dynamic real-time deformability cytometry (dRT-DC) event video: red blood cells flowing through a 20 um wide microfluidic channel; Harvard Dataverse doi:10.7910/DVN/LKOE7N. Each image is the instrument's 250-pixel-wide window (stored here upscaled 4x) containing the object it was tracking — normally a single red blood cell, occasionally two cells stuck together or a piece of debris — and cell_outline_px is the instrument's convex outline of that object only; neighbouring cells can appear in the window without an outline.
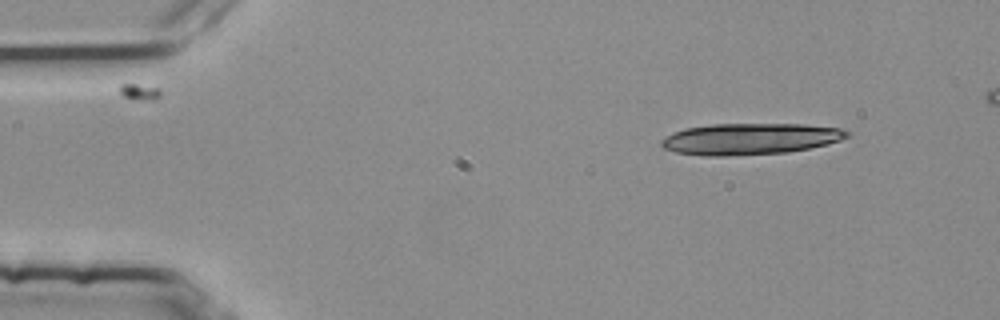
{"species": "common noctule bat (a hibernating species)", "species_latin": "Nyctalus noctula", "temperature_condition": "room temperature", "stored_images_in_passage": 3, "camera_frame_rate_fps": 3000, "um_per_image_px": 0.085, "animal": {"sex": "female", "body_mass_g": 25.1}, "frame": {"image": 1, "passage_image": 1, "time_ms": 0.0, "image_size_px": [1000, 320], "cell_outline_px": [[848, 136], [840, 140], [828, 144], [788, 152], [728, 156], [704, 156], [676, 152], [664, 148], [660, 144], [660, 140], [672, 132], [684, 128], [712, 124], [804, 124], [840, 128], [848, 132]], "centroid_in_image_um": [63.71, 11.8], "position_along_channel_um": 21.3, "area_um2": 33.99}}